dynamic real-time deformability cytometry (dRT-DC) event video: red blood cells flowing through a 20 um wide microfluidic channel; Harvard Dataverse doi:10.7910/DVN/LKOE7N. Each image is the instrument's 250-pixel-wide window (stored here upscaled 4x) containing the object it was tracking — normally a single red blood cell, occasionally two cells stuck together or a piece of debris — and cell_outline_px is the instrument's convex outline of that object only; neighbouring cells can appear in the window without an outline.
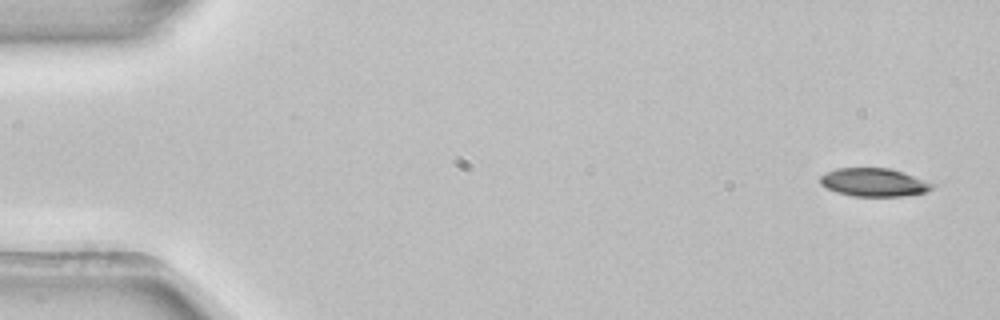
{"species": "common noctule bat (a hibernating species)", "species_latin": "Nyctalus noctula", "temperature_condition": "room temperature", "stored_images_in_passage": 4, "camera_frame_rate_fps": 3000, "um_per_image_px": 0.085, "animal": {"sex": "female", "body_mass_g": 22.7, "forearm_length_mm": 54.2}, "frame": {"image": 1, "passage_image": 1, "time_ms": 0.0, "image_size_px": [1000, 320], "cell_outline_px": [[936, 184], [932, 188], [924, 192], [900, 196], [852, 196], [836, 192], [820, 184], [820, 176], [836, 168], [888, 168], [904, 172]], "centroid_in_image_um": [74.28, 15.49], "position_along_channel_um": 10.7, "area_um2": 18.32}}
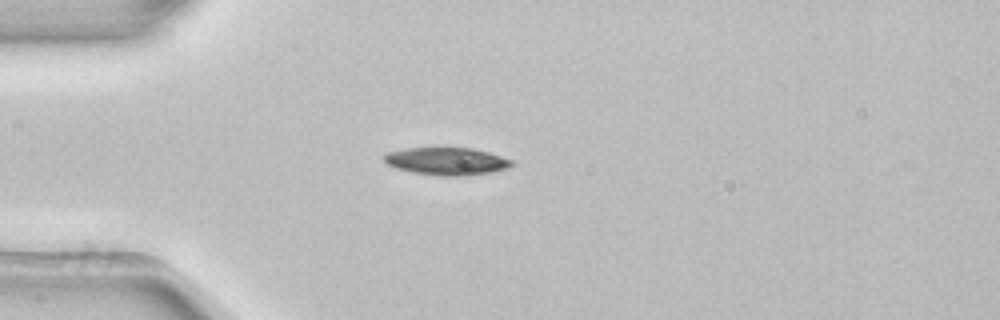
{"frame": {"image": 2, "passage_image": 3, "time_ms": 0.667, "image_size_px": [1000, 320], "cell_outline_px": [[512, 164], [508, 168], [488, 172], [464, 176], [440, 176], [416, 172], [396, 168], [388, 164], [384, 160], [384, 156], [388, 152], [404, 148], [472, 148], [488, 152], [512, 160]], "centroid_in_image_um": [37.96, 13.7], "position_along_channel_um": 47.0, "area_um2": 20.17}}